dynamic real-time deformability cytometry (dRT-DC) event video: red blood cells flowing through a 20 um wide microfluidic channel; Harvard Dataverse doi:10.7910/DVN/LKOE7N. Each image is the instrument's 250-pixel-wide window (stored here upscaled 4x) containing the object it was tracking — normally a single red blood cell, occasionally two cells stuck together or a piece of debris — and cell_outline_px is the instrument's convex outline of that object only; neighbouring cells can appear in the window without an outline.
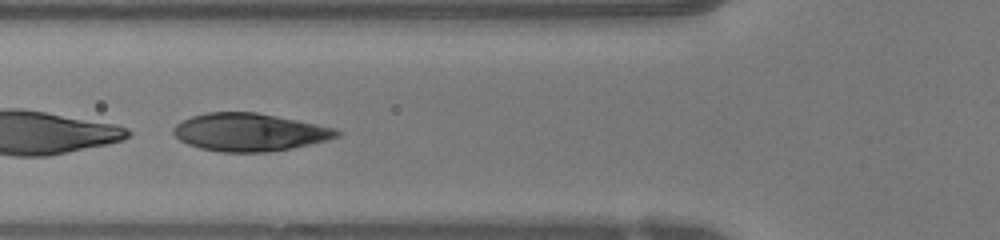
{"species": "human", "species_latin": "Homo sapiens", "temperature_condition": "warm", "stored_images_in_passage": 29, "camera_frame_rate_fps": 3000, "um_per_image_px": 0.085, "donor": {"sex": "female"}, "frame": {"image": 1, "passage_image": 5, "time_ms": 1.333, "image_size_px": [1000, 240], "cell_outline_px": [[340, 136], [328, 140], [292, 148], [264, 152], [220, 152], [200, 148], [188, 144], [180, 140], [172, 132], [172, 128], [180, 120], [192, 116], [208, 112], [256, 112], [336, 128], [340, 132]], "centroid_in_image_um": [21.18, 11.24], "position_along_channel_um": 104.6, "area_um2": 35.95}, "authors_computed_cell_mechanics": {"area_um2": 37.3388, "velocity_mm_per_s": 4.0863, "shape_relaxation_time_tau1_ms": 3.2124, "shape_relaxation_time_tau2_ms": null, "deformation_change_tau1": 0.1847, "deformation_change_tau2": null}}